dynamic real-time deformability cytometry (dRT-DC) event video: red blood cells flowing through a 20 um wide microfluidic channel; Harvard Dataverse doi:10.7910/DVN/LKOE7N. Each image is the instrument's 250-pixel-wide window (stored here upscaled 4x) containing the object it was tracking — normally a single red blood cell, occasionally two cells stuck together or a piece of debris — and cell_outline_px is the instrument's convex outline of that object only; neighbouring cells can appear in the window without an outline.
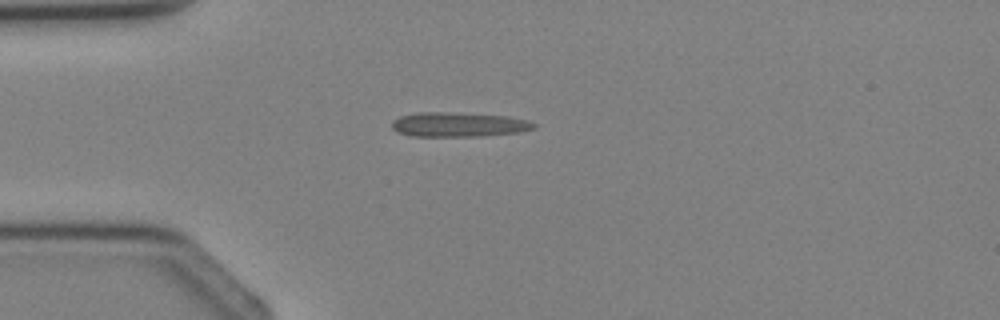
{"species": "Egyptian fruit bat (a non-hibernating species)", "species_latin": "Rousettus aegyptiacus", "temperature_condition": "cold", "stored_images_in_passage": 1, "camera_frame_rate_fps": 3000, "um_per_image_px": 0.085, "animal": {"sex": "female"}, "frame": {"image": 1, "passage_image": 1, "time_ms": 0.0, "image_size_px": [1000, 320], "cell_outline_px": [[536, 128], [520, 132], [480, 136], [412, 136], [396, 132], [392, 128], [392, 120], [400, 116], [416, 112], [444, 112], [508, 116], [528, 120], [536, 124]], "centroid_in_image_um": [38.96, 10.59], "position_along_channel_um": 46.0, "area_um2": 20.35}}